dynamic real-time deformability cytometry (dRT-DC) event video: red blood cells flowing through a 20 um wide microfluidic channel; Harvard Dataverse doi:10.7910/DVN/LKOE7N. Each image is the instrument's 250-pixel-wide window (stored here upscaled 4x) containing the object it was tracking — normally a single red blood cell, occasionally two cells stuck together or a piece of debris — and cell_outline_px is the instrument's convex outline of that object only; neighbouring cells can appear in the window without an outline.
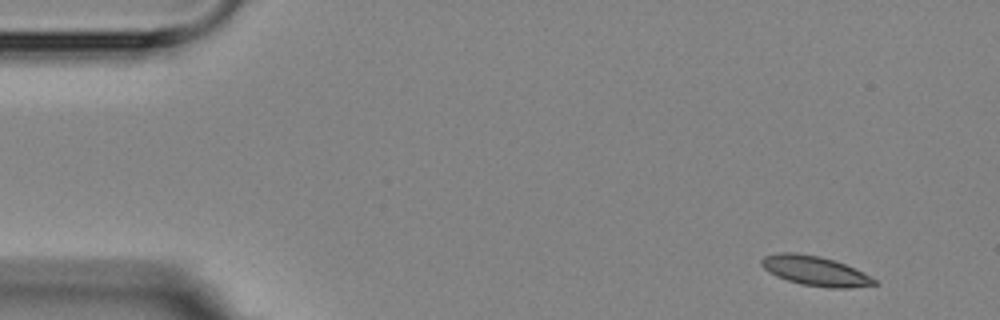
{"species": "Egyptian fruit bat (a non-hibernating species)", "species_latin": "Rousettus aegyptiacus", "temperature_condition": "room temperature", "stored_images_in_passage": 13, "camera_frame_rate_fps": 3000, "um_per_image_px": 0.085, "animal": {"sex": "female"}, "frame": {"image": 1, "passage_image": 1, "time_ms": 0.0, "image_size_px": [1000, 320], "cell_outline_px": [[880, 284], [848, 288], [828, 288], [800, 284], [776, 276], [768, 272], [760, 264], [760, 260], [764, 256], [776, 252], [796, 252], [820, 256], [844, 264], [876, 280]], "centroid_in_image_um": [69.22, 23.02], "position_along_channel_um": 15.8, "area_um2": 19.42}}
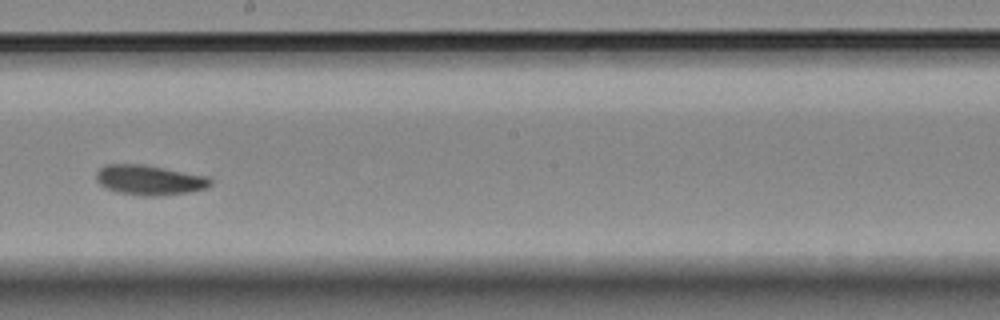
{"frame": {"image": 2, "passage_image": 8, "time_ms": 9.0, "image_size_px": [1000, 320], "cell_outline_px": [[212, 184], [208, 188], [188, 192], [156, 196], [140, 196], [116, 192], [104, 188], [96, 180], [96, 172], [104, 164], [144, 164], [208, 176], [212, 180]], "centroid_in_image_um": [12.69, 15.3], "position_along_channel_um": 235.5, "area_um2": 20.23}}
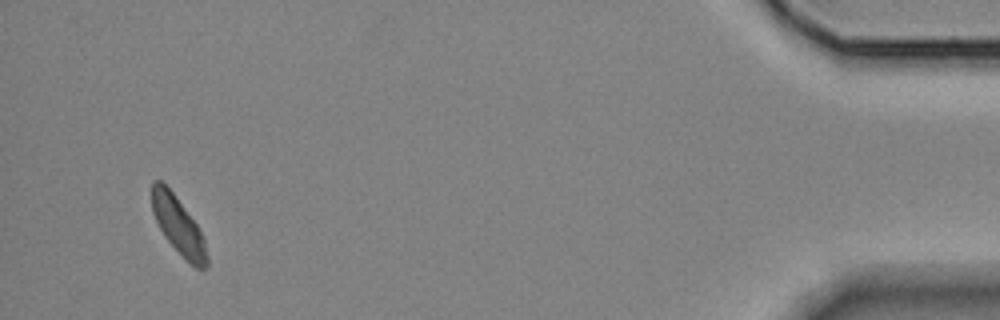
{"frame": {"image": 3, "passage_image": 13, "time_ms": 16.333, "image_size_px": [1000, 320], "cell_outline_px": [[208, 264], [204, 268], [196, 268], [164, 236], [152, 212], [152, 180], [160, 180], [172, 192], [196, 224], [204, 240], [208, 256]], "centroid_in_image_um": [15.15, 19.16], "position_along_channel_um": 420.1, "area_um2": 17.69}, "authors_computed_cell_mechanics": {"area_um2": 19.4208, "velocity_mm_per_s": 3.5445, "shape_relaxation_time_tau1_ms": 6.6076, "shape_relaxation_time_tau2_ms": null, "deformation_change_tau1": 0.0913, "deformation_change_tau2": null}}